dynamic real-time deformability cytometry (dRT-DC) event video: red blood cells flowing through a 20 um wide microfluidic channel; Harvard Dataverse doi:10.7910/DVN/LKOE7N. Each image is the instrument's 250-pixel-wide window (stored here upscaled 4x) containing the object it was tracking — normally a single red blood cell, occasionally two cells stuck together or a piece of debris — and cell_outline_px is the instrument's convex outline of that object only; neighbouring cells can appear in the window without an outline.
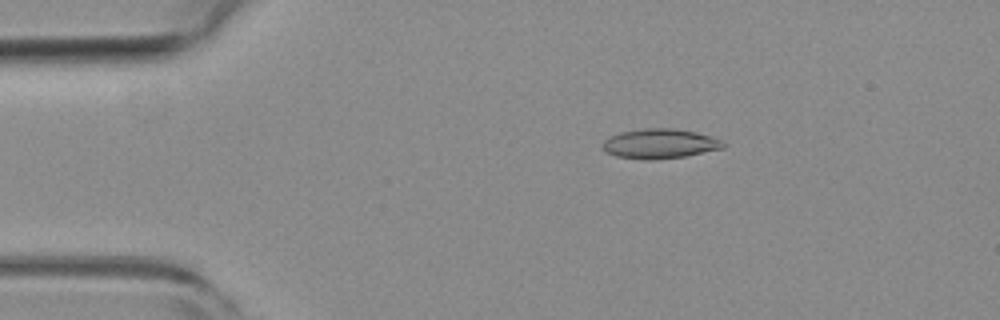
{"species": "common noctule bat (a hibernating species)", "species_latin": "Nyctalus noctula", "temperature_condition": "room temperature", "stored_images_in_passage": 55, "camera_frame_rate_fps": 3000, "um_per_image_px": 0.085, "animal": {"sex": "female", "body_mass_g": 19.3, "forearm_length_mm": 54.1}, "frame": {"image": 1, "passage_image": 10, "time_ms": 3.0, "image_size_px": [1000, 320], "cell_outline_px": [[724, 148], [684, 156], [652, 160], [644, 160], [616, 156], [604, 152], [600, 148], [600, 144], [604, 140], [620, 132], [644, 128], [672, 128], [696, 132], [724, 140]], "centroid_in_image_um": [56.04, 12.22], "position_along_channel_um": 29.0, "area_um2": 21.04}}
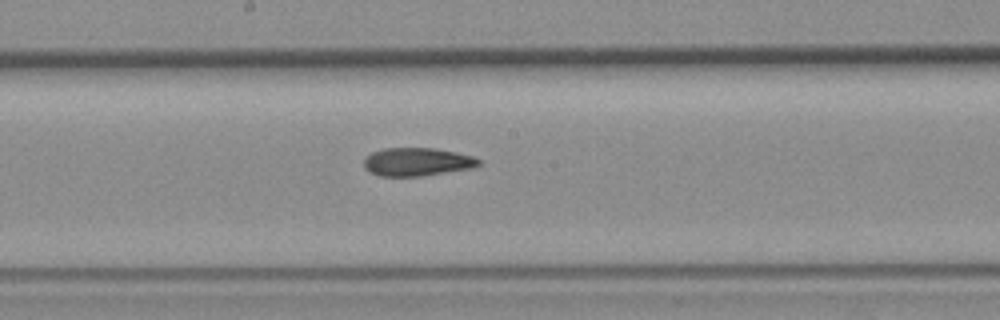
{"frame": {"image": 2, "passage_image": 29, "time_ms": 9.333, "image_size_px": [1000, 320], "cell_outline_px": [[480, 164], [472, 168], [424, 176], [380, 176], [368, 172], [364, 168], [364, 156], [372, 152], [384, 148], [436, 148], [456, 152], [472, 156], [480, 160]], "centroid_in_image_um": [35.41, 13.76], "position_along_channel_um": 212.8, "area_um2": 19.07}}
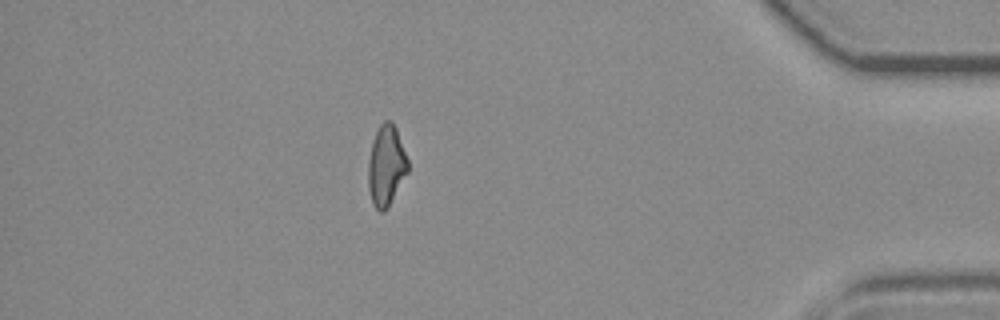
{"frame": {"image": 3, "passage_image": 48, "time_ms": 15.667, "image_size_px": [1000, 320], "cell_outline_px": [[408, 172], [388, 208], [384, 212], [380, 212], [372, 204], [368, 188], [368, 160], [372, 140], [380, 124], [384, 120], [392, 120], [396, 128], [408, 160]], "centroid_in_image_um": [32.82, 14.09], "position_along_channel_um": 402.4, "area_um2": 18.84}, "authors_computed_cell_mechanics": {"area_um2": 19.2474, "velocity_mm_per_s": 3.7402, "shape_relaxation_time_tau1_ms": null, "shape_relaxation_time_tau2_ms": 2.6633, "deformation_change_tau1": null, "deformation_change_tau2": 0.1032}}